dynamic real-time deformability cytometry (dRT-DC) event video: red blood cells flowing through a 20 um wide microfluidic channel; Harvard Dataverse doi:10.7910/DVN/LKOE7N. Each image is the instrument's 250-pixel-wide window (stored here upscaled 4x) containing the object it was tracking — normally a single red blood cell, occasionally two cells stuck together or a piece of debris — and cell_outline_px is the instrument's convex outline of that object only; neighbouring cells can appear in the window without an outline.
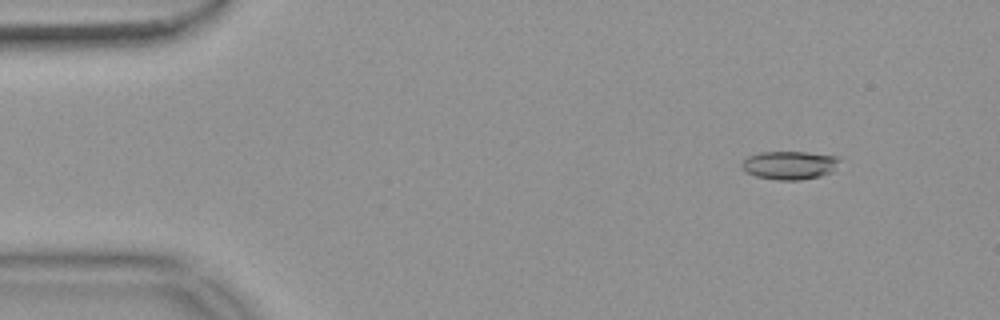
{"species": "common noctule bat (a hibernating species)", "species_latin": "Nyctalus noctula", "temperature_condition": "warm", "stored_images_in_passage": 16, "camera_frame_rate_fps": 3000, "um_per_image_px": 0.085, "animal": {"sex": "female", "body_mass_g": 18.4}, "frame": {"image": 1, "passage_image": 6, "time_ms": 1.667, "image_size_px": [1000, 320], "cell_outline_px": [[840, 160], [832, 172], [820, 176], [800, 180], [776, 180], [756, 176], [748, 172], [740, 164], [748, 156], [760, 152], [808, 152], [836, 156]], "centroid_in_image_um": [67.12, 14.04], "position_along_channel_um": 17.9, "area_um2": 16.07}}
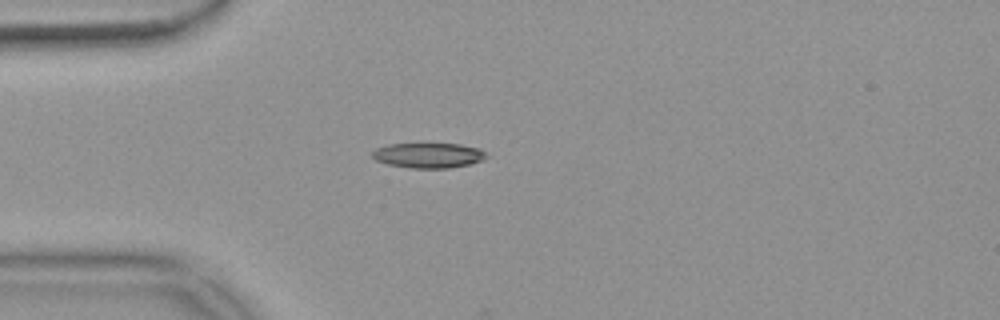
{"frame": {"image": 2, "passage_image": 15, "time_ms": 4.667, "image_size_px": [1000, 320], "cell_outline_px": [[488, 156], [484, 160], [468, 164], [448, 168], [408, 168], [388, 164], [376, 160], [372, 156], [372, 152], [376, 148], [388, 144], [420, 140], [460, 144], [480, 148]], "centroid_in_image_um": [36.39, 13.14], "position_along_channel_um": 48.6, "area_um2": 17.69}}